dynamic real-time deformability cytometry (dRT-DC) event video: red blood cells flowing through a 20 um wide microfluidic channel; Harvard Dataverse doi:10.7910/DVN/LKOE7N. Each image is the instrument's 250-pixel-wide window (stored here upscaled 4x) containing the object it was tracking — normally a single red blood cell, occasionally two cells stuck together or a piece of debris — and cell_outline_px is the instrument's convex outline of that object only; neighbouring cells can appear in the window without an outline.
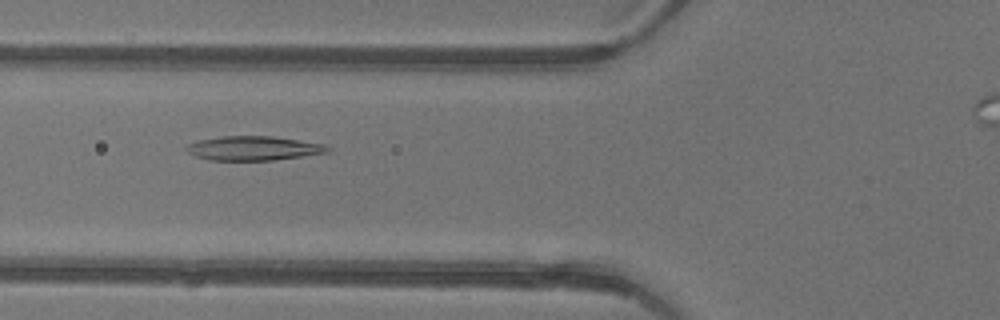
{"species": "common noctule bat (a hibernating species)", "species_latin": "Nyctalus noctula", "temperature_condition": "warm", "stored_images_in_passage": 2, "camera_frame_rate_fps": 3000, "um_per_image_px": 0.085, "animal": {"sex": "female"}, "frame": {"image": 1, "passage_image": 2, "time_ms": 0.333, "image_size_px": [1000, 320], "cell_outline_px": [[332, 148], [328, 152], [272, 160], [208, 160], [196, 156], [188, 152], [184, 148], [188, 144], [200, 140], [220, 136], [272, 136], [324, 144]], "centroid_in_image_um": [21.52, 12.6], "position_along_channel_um": 104.3, "area_um2": 19.77}}